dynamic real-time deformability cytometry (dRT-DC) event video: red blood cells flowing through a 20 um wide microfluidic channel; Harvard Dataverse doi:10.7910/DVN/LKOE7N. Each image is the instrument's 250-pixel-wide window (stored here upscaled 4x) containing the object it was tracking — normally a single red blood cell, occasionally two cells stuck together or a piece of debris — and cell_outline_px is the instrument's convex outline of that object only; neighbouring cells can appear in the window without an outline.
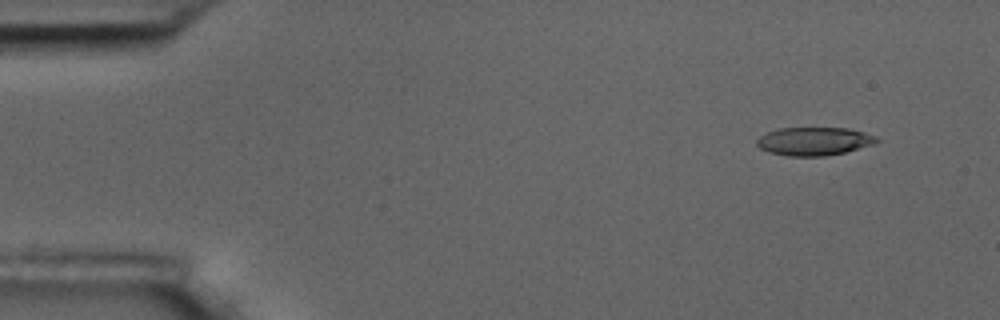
{"species": "common noctule bat (a hibernating species)", "species_latin": "Nyctalus noctula", "temperature_condition": "room temperature", "stored_images_in_passage": 5, "camera_frame_rate_fps": 3000, "um_per_image_px": 0.085, "animal": {"sex": "male", "body_mass_g": 17.5, "forearm_length_mm": 52.3}, "frame": {"image": 1, "passage_image": 2, "time_ms": 1.333, "image_size_px": [1000, 320], "cell_outline_px": [[880, 140], [876, 144], [844, 152], [824, 156], [788, 156], [768, 152], [760, 148], [756, 144], [756, 140], [760, 136], [768, 132], [780, 128], [848, 128], [864, 132], [876, 136]], "centroid_in_image_um": [69.21, 12.01], "position_along_channel_um": 15.8, "area_um2": 19.77}}
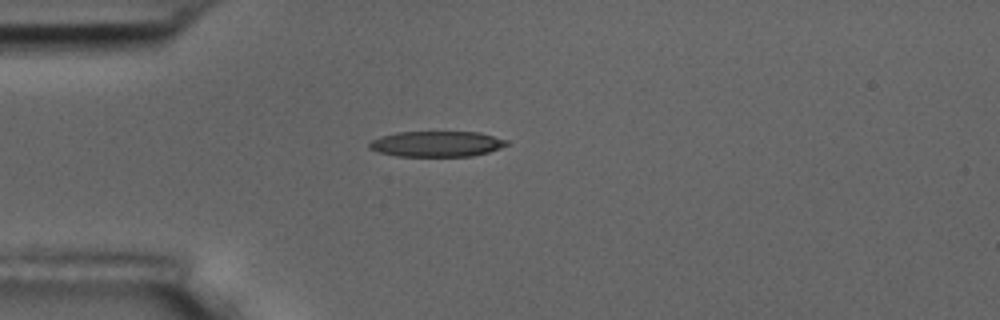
{"frame": {"image": 2, "passage_image": 5, "time_ms": 4.667, "image_size_px": [1000, 320], "cell_outline_px": [[512, 144], [488, 152], [472, 156], [396, 156], [380, 152], [368, 148], [368, 144], [372, 140], [380, 136], [396, 132], [480, 132], [508, 140]], "centroid_in_image_um": [37.15, 12.23], "position_along_channel_um": 47.9, "area_um2": 20.63}}